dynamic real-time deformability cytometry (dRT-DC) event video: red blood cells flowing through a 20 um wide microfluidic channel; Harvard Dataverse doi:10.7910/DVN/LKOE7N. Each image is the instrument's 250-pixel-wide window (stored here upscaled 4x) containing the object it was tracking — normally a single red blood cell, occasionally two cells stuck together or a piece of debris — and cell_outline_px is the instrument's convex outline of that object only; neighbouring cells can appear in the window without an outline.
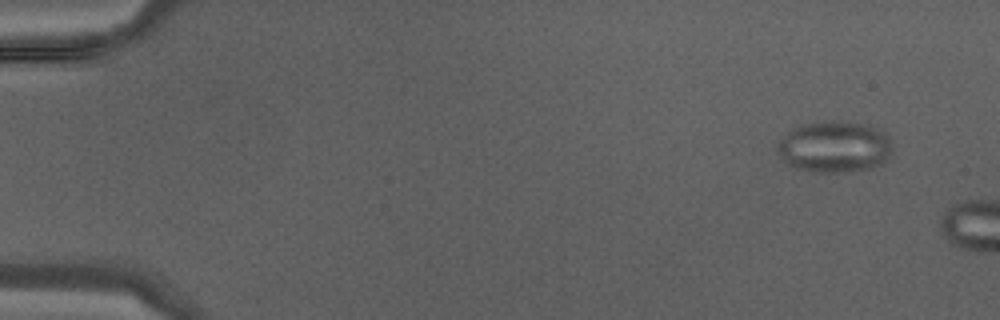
{"species": "Egyptian fruit bat (a non-hibernating species)", "species_latin": "Rousettus aegyptiacus", "temperature_condition": "warm", "stored_images_in_passage": 7, "camera_frame_rate_fps": 3000, "um_per_image_px": 0.085, "animal": {"sex": "male"}, "frame": {"image": 1, "passage_image": 4, "time_ms": 1.0, "image_size_px": [1000, 320], "cell_outline_px": [[892, 152], [880, 164], [868, 168], [836, 172], [816, 172], [792, 168], [776, 152], [776, 144], [792, 128], [800, 124], [824, 120], [832, 120], [864, 124], [888, 136], [892, 148]], "centroid_in_image_um": [70.85, 12.47], "position_along_channel_um": 14.2, "area_um2": 34.28}}